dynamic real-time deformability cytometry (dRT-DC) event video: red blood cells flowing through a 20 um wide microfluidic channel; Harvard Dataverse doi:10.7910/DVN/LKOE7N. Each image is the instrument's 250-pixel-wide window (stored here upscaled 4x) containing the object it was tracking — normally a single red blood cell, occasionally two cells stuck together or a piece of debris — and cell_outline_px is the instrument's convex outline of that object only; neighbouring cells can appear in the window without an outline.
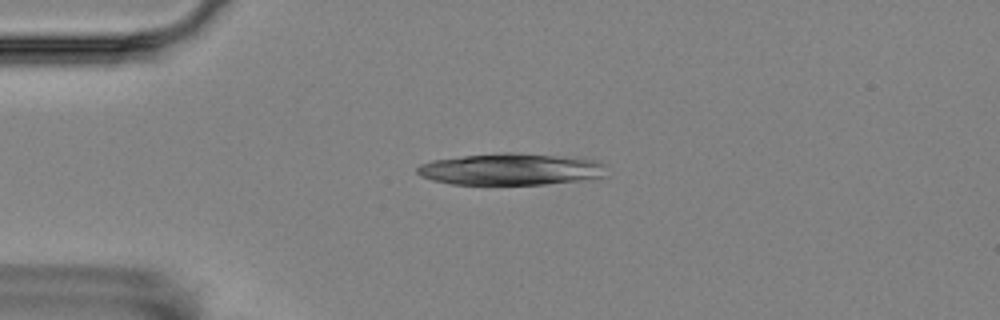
{"species": "Egyptian fruit bat (a non-hibernating species)", "species_latin": "Rousettus aegyptiacus", "temperature_condition": "room temperature", "stored_images_in_passage": 9, "camera_frame_rate_fps": 3000, "um_per_image_px": 0.085, "animal": {"sex": "female"}, "frame": {"image": 1, "passage_image": 2, "time_ms": 1.0, "image_size_px": [1000, 320], "cell_outline_px": [[608, 176], [592, 180], [544, 184], [452, 184], [432, 180], [420, 176], [416, 172], [416, 168], [420, 164], [432, 160], [464, 156], [508, 152], [512, 152], [556, 156], [596, 160], [604, 164]], "centroid_in_image_um": [43.47, 14.4], "position_along_channel_um": 41.5, "area_um2": 35.14}}